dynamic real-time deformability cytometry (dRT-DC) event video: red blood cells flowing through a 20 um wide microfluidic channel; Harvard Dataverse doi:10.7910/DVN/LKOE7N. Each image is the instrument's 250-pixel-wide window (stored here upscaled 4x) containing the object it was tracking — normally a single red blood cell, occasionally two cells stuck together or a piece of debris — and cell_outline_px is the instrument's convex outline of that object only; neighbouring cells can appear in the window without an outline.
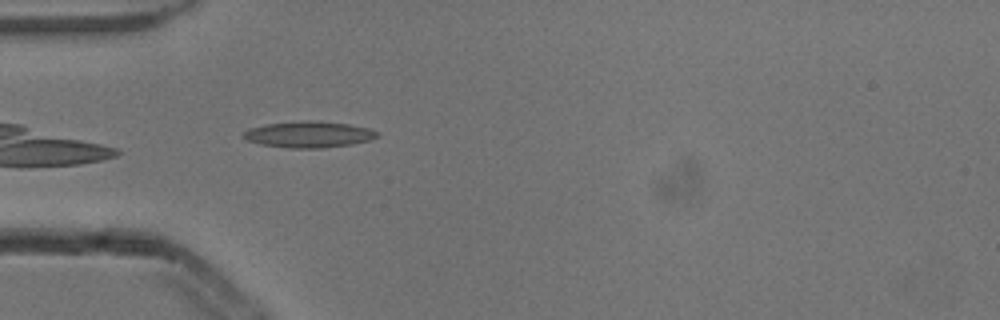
{"species": "common noctule bat (a hibernating species)", "species_latin": "Nyctalus noctula", "temperature_condition": "cold", "stored_images_in_passage": 4, "camera_frame_rate_fps": 3000, "um_per_image_px": 0.085, "animal": {"sex": "male", "body_mass_g": 13.3}, "frame": {"image": 1, "passage_image": 4, "time_ms": 1.0, "image_size_px": [1000, 320], "cell_outline_px": [[380, 132], [376, 136], [368, 140], [352, 144], [320, 148], [288, 148], [260, 144], [248, 140], [240, 136], [248, 128], [264, 124], [300, 120], [312, 120], [348, 124], [368, 128]], "centroid_in_image_um": [26.19, 11.41], "position_along_channel_um": 58.8, "area_um2": 20.52}}